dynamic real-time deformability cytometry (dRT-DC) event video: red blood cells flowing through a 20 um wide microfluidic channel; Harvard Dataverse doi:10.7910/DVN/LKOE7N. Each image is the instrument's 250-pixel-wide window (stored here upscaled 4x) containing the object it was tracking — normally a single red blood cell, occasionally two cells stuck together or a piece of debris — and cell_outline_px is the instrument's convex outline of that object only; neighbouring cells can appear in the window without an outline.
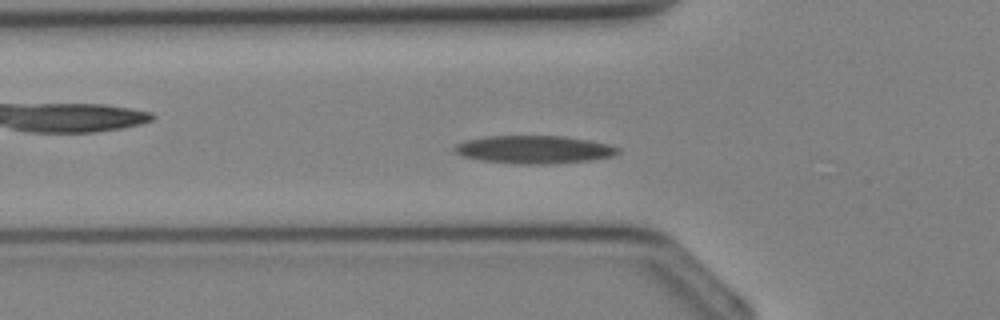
{"species": "Egyptian fruit bat (a non-hibernating species)", "species_latin": "Rousettus aegyptiacus", "temperature_condition": "cold", "stored_images_in_passage": 36, "segment_of_instrument_passage": [1, 2], "camera_frame_rate_fps": 3000, "um_per_image_px": 0.085, "animal": {"sex": "female"}, "frame": {"image": 1, "passage_image": 11, "time_ms": 3.333, "image_size_px": [1000, 320], "cell_outline_px": [[620, 152], [612, 156], [592, 160], [548, 164], [520, 164], [480, 160], [460, 156], [452, 152], [452, 148], [456, 144], [464, 140], [484, 136], [564, 136], [588, 140], [608, 144], [620, 148]], "centroid_in_image_um": [45.34, 12.71], "position_along_channel_um": 80.5, "area_um2": 26.88}}
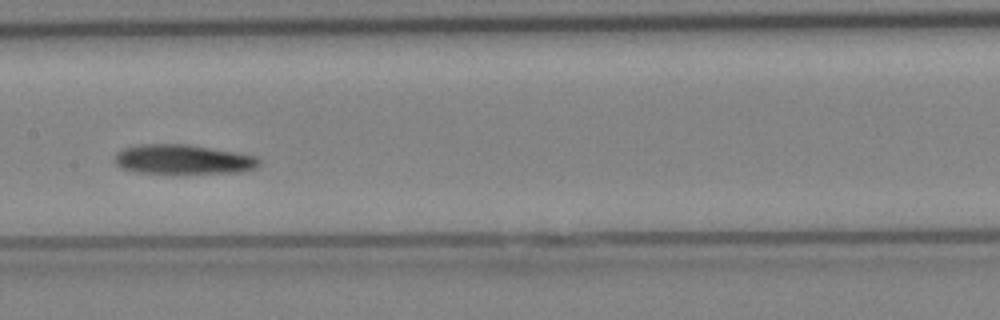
{"frame": {"image": 2, "passage_image": 17, "time_ms": 5.333, "image_size_px": [1000, 320], "cell_outline_px": [[260, 164], [256, 168], [240, 172], [140, 172], [124, 168], [116, 164], [116, 152], [124, 148], [136, 144], [188, 144], [236, 152], [256, 156], [260, 160]], "centroid_in_image_um": [15.59, 13.52], "position_along_channel_um": 191.8, "area_um2": 24.39}}
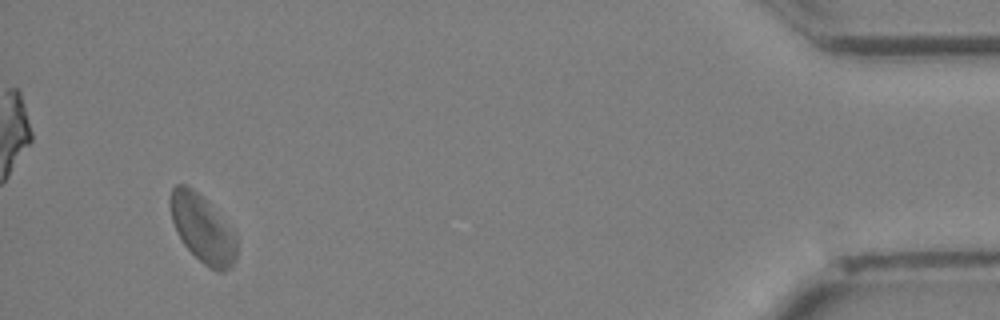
{"frame": {"image": 3, "passage_image": 33, "time_ms": 10.667, "image_size_px": [1000, 320], "cell_outline_px": [[236, 256], [232, 264], [224, 272], [216, 272], [204, 264], [184, 244], [172, 220], [168, 200], [172, 188], [176, 184], [184, 184], [192, 188], [208, 204], [236, 236]], "centroid_in_image_um": [17.17, 19.45], "position_along_channel_um": 418.0, "area_um2": 25.32}}